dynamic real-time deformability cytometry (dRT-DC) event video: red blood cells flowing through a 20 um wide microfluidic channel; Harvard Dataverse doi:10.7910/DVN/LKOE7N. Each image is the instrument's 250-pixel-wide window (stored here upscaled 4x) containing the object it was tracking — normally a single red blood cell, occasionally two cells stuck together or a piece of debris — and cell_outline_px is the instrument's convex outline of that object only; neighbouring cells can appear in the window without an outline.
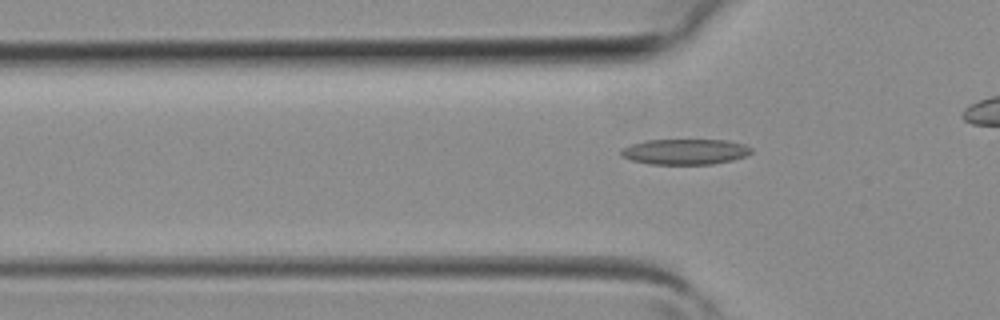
{"species": "common noctule bat (a hibernating species)", "species_latin": "Nyctalus noctula", "temperature_condition": "room temperature", "stored_images_in_passage": 5, "segment_of_instrument_passage": [2, 2], "camera_frame_rate_fps": 3000, "um_per_image_px": 0.085, "animal": {"sex": "female", "body_mass_g": 19.3, "forearm_length_mm": 54.1}, "frame": {"image": 1, "passage_image": 5, "time_ms": 1.333, "image_size_px": [1000, 320], "cell_outline_px": [[752, 152], [744, 156], [732, 160], [712, 164], [648, 164], [632, 160], [620, 156], [620, 148], [632, 144], [648, 140], [724, 140], [744, 144], [752, 148]], "centroid_in_image_um": [58.2, 12.9], "position_along_channel_um": 67.6, "area_um2": 19.36}}